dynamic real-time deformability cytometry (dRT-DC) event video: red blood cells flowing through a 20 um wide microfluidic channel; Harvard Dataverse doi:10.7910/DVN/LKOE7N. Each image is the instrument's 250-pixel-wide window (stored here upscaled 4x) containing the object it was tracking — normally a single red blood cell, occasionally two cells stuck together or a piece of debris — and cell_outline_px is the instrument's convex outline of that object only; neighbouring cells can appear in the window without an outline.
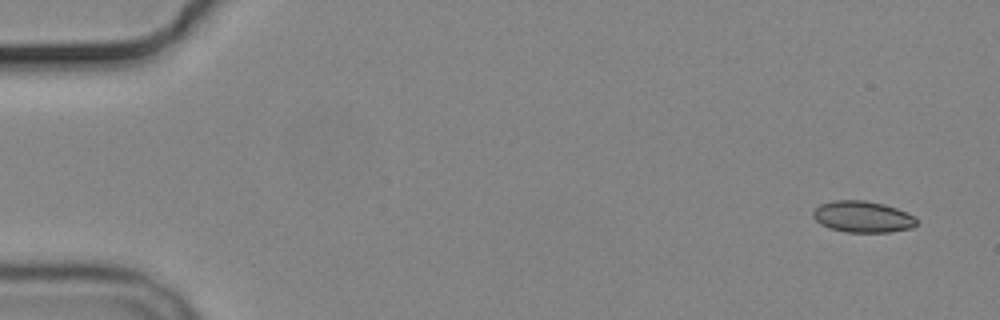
{"species": "common noctule bat (a hibernating species)", "species_latin": "Nyctalus noctula", "temperature_condition": "cold", "stored_images_in_passage": 5, "camera_frame_rate_fps": 3000, "um_per_image_px": 0.085, "animal": {"sex": "male", "body_mass_g": 19.2, "forearm_length_mm": 51.8}, "frame": {"image": 1, "passage_image": 1, "time_ms": 0.0, "image_size_px": [1000, 320], "cell_outline_px": [[916, 224], [912, 228], [888, 232], [844, 232], [820, 224], [812, 216], [812, 212], [820, 204], [836, 200], [864, 200], [884, 204], [896, 208], [912, 216], [916, 220]], "centroid_in_image_um": [73.29, 18.42], "position_along_channel_um": 11.7, "area_um2": 18.73}}
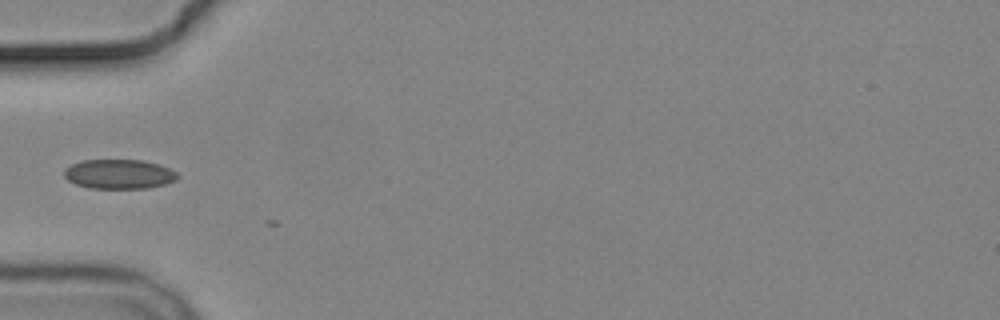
{"frame": {"image": 2, "passage_image": 5, "time_ms": 5.333, "image_size_px": [1000, 320], "cell_outline_px": [[180, 176], [176, 180], [164, 184], [148, 188], [88, 188], [76, 184], [68, 180], [64, 176], [64, 168], [72, 164], [84, 160], [144, 160], [160, 164], [176, 172]], "centroid_in_image_um": [10.13, 14.79], "position_along_channel_um": 74.9, "area_um2": 19.54}}